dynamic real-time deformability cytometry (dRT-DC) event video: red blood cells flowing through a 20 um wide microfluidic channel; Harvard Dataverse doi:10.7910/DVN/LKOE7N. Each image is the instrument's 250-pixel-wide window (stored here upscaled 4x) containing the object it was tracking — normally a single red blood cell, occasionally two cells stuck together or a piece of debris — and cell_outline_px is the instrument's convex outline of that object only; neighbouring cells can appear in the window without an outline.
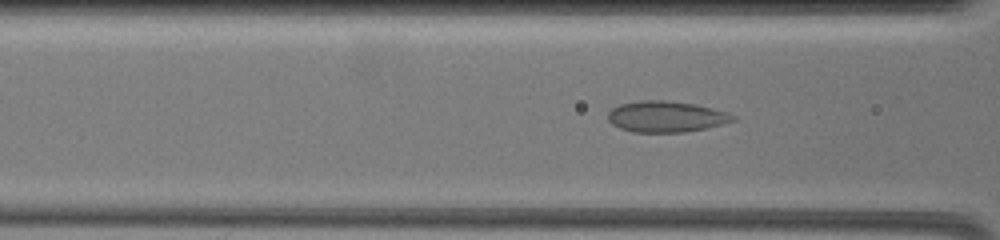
{"species": "common noctule bat (a hibernating species)", "species_latin": "Nyctalus noctula", "temperature_condition": "warm", "stored_images_in_passage": 22, "camera_frame_rate_fps": 3000, "um_per_image_px": 0.085, "animal": {"sex": "female", "body_mass_g": 19.5, "forearm_length_mm": 54.1}, "frame": {"image": 1, "passage_image": 13, "time_ms": 6.0, "image_size_px": [1000, 240], "cell_outline_px": [[736, 120], [724, 124], [684, 132], [632, 132], [620, 128], [612, 124], [608, 120], [608, 112], [612, 108], [620, 104], [640, 100], [664, 100], [696, 104], [728, 112], [736, 116]], "centroid_in_image_um": [56.62, 9.91], "position_along_channel_um": 110.0, "area_um2": 22.72}}
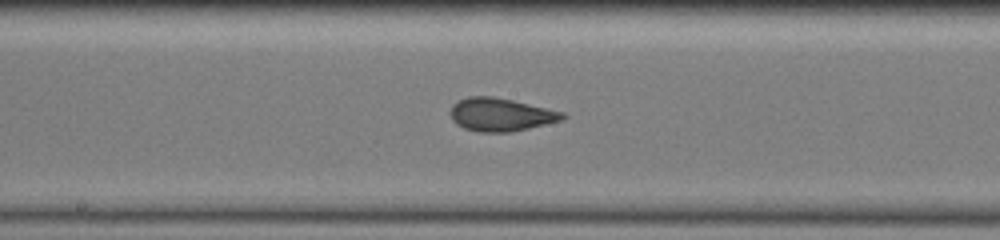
{"frame": {"image": 2, "passage_image": 18, "time_ms": 8.667, "image_size_px": [1000, 240], "cell_outline_px": [[568, 116], [560, 120], [512, 132], [480, 132], [464, 128], [456, 124], [452, 120], [452, 104], [468, 96], [492, 96], [512, 100], [564, 112]], "centroid_in_image_um": [42.56, 9.74], "position_along_channel_um": 205.6, "area_um2": 21.39}}
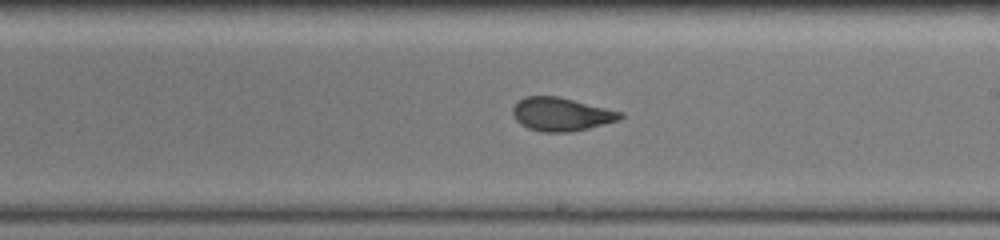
{"frame": {"image": 3, "passage_image": 20, "time_ms": 9.667, "image_size_px": [1000, 240], "cell_outline_px": [[624, 116], [620, 120], [572, 132], [540, 132], [528, 128], [520, 124], [516, 120], [512, 112], [512, 108], [524, 96], [560, 96], [624, 112]], "centroid_in_image_um": [47.73, 9.71], "position_along_channel_um": 241.3, "area_um2": 21.15}}